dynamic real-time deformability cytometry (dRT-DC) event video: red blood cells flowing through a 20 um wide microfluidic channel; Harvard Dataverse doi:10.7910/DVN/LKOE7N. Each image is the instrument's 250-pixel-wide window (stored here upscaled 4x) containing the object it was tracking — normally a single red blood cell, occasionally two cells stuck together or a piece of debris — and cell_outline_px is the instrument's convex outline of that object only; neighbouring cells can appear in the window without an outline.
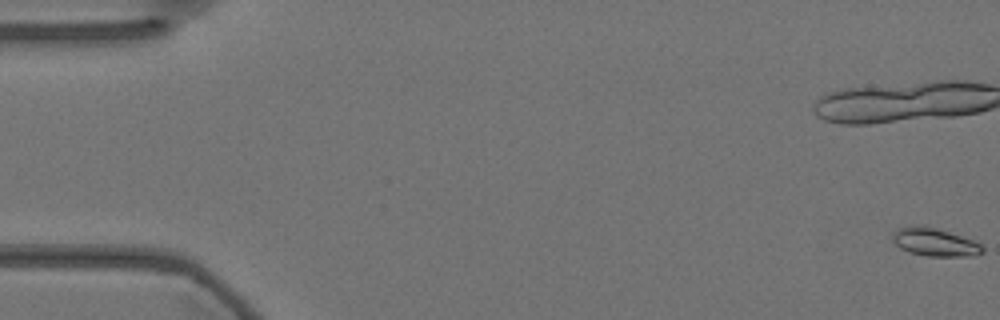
{"species": "Egyptian fruit bat (a non-hibernating species)", "species_latin": "Rousettus aegyptiacus", "temperature_condition": "warm", "stored_images_in_passage": 57, "camera_frame_rate_fps": 3000, "um_per_image_px": 0.085, "animal": {"sex": "female"}, "frame": {"image": 1, "passage_image": 1, "time_ms": 0.0, "image_size_px": [1000, 320], "cell_outline_px": [[984, 252], [976, 256], [924, 256], [908, 252], [900, 248], [892, 240], [892, 232], [900, 228], [912, 224], [924, 224], [972, 240], [980, 244], [984, 248]], "centroid_in_image_um": [79.42, 20.57], "position_along_channel_um": 5.6, "area_um2": 14.91}}